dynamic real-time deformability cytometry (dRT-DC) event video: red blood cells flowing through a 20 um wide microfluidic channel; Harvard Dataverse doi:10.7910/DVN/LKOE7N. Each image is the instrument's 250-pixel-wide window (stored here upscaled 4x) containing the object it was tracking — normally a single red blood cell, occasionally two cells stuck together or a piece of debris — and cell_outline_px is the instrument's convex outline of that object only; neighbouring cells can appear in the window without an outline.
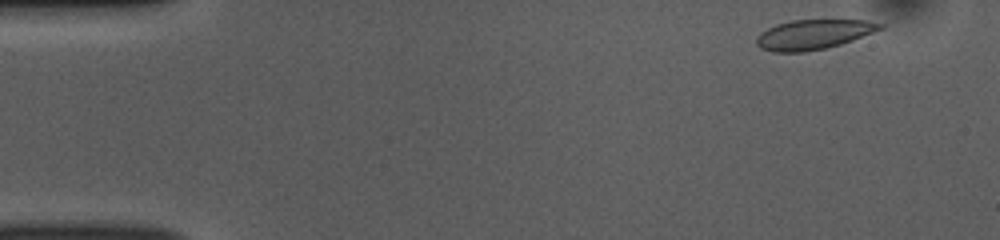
{"species": "common noctule bat (a hibernating species)", "species_latin": "Nyctalus noctula", "temperature_condition": "room temperature", "stored_images_in_passage": 48, "camera_frame_rate_fps": 3000, "um_per_image_px": 0.085, "animal": {"sex": "female", "body_mass_g": 10.0, "forearm_length_mm": 53.1}, "frame": {"image": 1, "passage_image": 1, "time_ms": 0.0, "image_size_px": [1000, 240], "cell_outline_px": [[884, 28], [852, 40], [840, 44], [824, 48], [804, 52], [772, 52], [760, 48], [756, 44], [756, 36], [760, 32], [776, 24], [792, 20], [868, 20], [884, 24]], "centroid_in_image_um": [69.11, 2.93], "position_along_channel_um": 15.9, "area_um2": 21.44}}
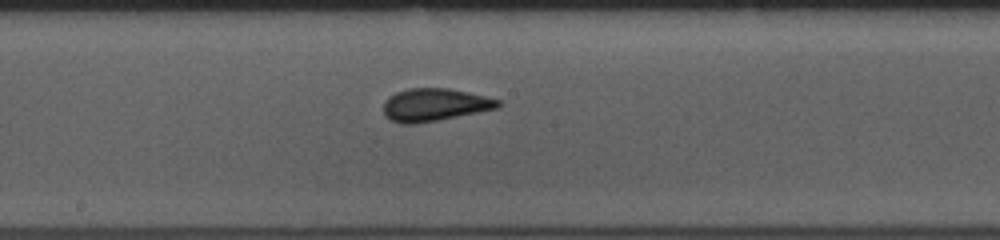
{"frame": {"image": 2, "passage_image": 24, "time_ms": 7.667, "image_size_px": [1000, 240], "cell_outline_px": [[500, 104], [496, 108], [416, 124], [400, 124], [384, 116], [384, 100], [388, 96], [396, 92], [408, 88], [448, 88], [468, 92], [500, 100]], "centroid_in_image_um": [36.87, 8.9], "position_along_channel_um": 211.3, "area_um2": 21.62}}
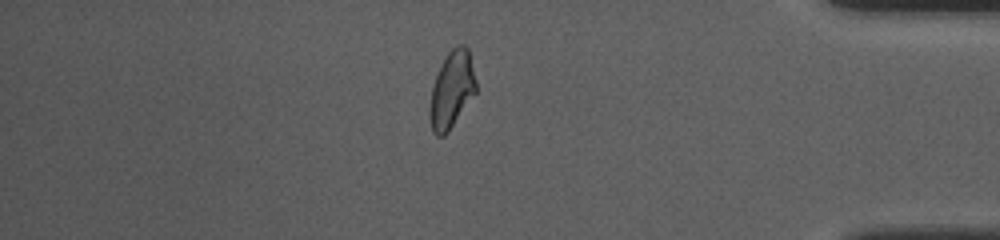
{"frame": {"image": 3, "passage_image": 41, "time_ms": 13.333, "image_size_px": [1000, 240], "cell_outline_px": [[476, 92], [448, 132], [444, 136], [436, 136], [432, 132], [428, 116], [428, 108], [432, 88], [436, 76], [448, 52], [456, 44], [464, 44], [468, 48], [476, 80]], "centroid_in_image_um": [38.38, 7.65], "position_along_channel_um": 396.8, "area_um2": 20.75}, "authors_computed_cell_mechanics": {"area_um2": 21.3282, "velocity_mm_per_s": 3.8487, "shape_relaxation_time_tau1_ms": 3.8344, "shape_relaxation_time_tau2_ms": null, "deformation_change_tau1": 0.1105, "deformation_change_tau2": null}}